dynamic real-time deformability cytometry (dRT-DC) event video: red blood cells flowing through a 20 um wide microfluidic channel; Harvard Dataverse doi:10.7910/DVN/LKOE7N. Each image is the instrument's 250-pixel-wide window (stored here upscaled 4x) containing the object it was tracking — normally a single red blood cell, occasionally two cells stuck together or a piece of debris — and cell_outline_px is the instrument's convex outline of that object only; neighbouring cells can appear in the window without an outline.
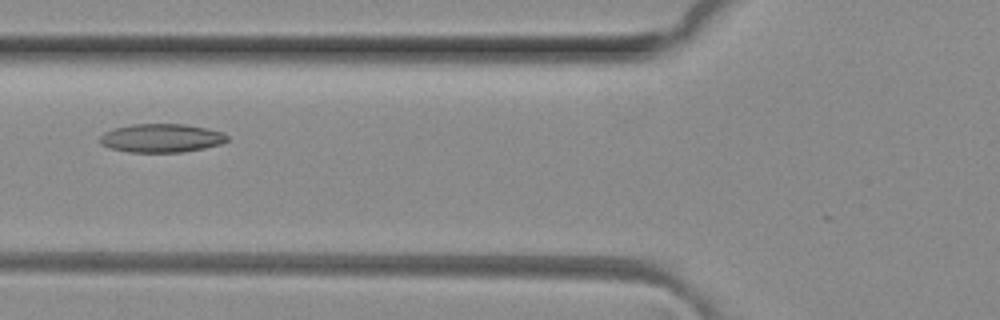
{"species": "common noctule bat (a hibernating species)", "species_latin": "Nyctalus noctula", "temperature_condition": "room temperature", "stored_images_in_passage": 6, "camera_frame_rate_fps": 3000, "um_per_image_px": 0.085, "animal": {"sex": "female", "body_mass_g": 29.2, "forearm_length_mm": 56.3}, "frame": {"image": 1, "passage_image": 5, "time_ms": 1.333, "image_size_px": [1000, 320], "cell_outline_px": [[228, 140], [220, 144], [204, 148], [184, 152], [128, 152], [108, 148], [100, 144], [100, 136], [104, 132], [112, 128], [132, 124], [184, 124], [224, 132], [228, 136]], "centroid_in_image_um": [13.68, 11.74], "position_along_channel_um": 112.1, "area_um2": 21.33}}